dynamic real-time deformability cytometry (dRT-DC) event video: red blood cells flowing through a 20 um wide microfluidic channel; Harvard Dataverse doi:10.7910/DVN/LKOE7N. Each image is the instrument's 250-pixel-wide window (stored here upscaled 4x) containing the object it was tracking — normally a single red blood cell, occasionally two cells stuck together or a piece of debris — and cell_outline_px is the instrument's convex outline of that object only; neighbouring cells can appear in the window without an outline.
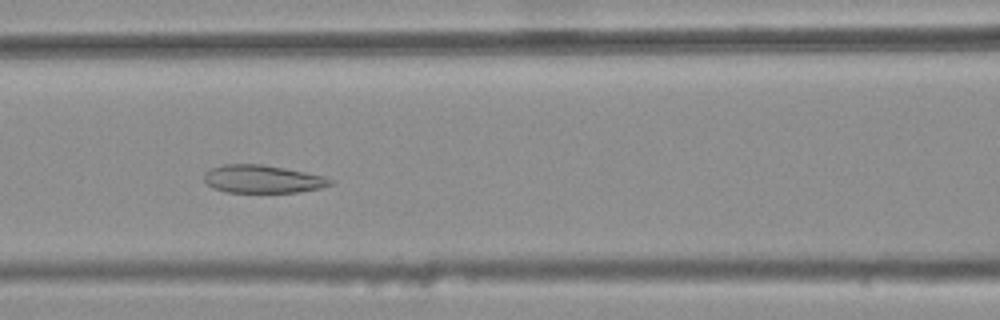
{"species": "common noctule bat (a hibernating species)", "species_latin": "Nyctalus noctula", "temperature_condition": "warm", "stored_images_in_passage": 31, "camera_frame_rate_fps": 3000, "um_per_image_px": 0.085, "animal": {"sex": "female", "body_mass_g": 25.1}, "frame": {"image": 1, "passage_image": 9, "time_ms": 2.667, "image_size_px": [1000, 320], "cell_outline_px": [[332, 184], [320, 188], [300, 192], [228, 192], [212, 188], [204, 180], [204, 172], [208, 168], [224, 164], [260, 164], [284, 168], [324, 176], [332, 180]], "centroid_in_image_um": [22.27, 15.21], "position_along_channel_um": 144.3, "area_um2": 20.52}}
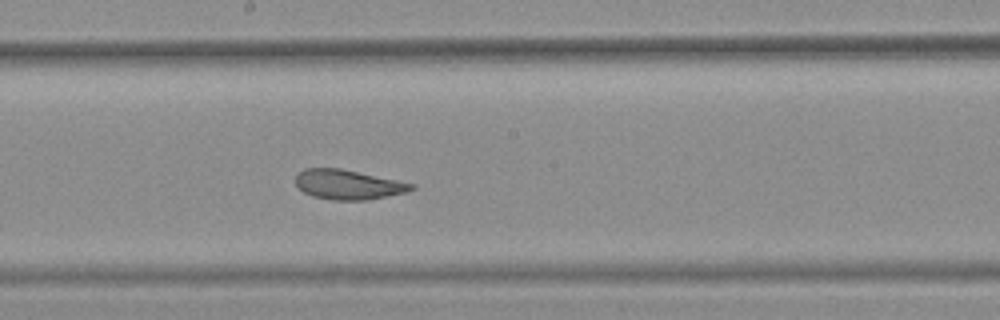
{"frame": {"image": 2, "passage_image": 15, "time_ms": 4.667, "image_size_px": [1000, 320], "cell_outline_px": [[416, 188], [404, 192], [388, 196], [368, 200], [332, 200], [312, 196], [304, 192], [296, 184], [296, 176], [304, 168], [340, 168], [416, 184]], "centroid_in_image_um": [29.6, 15.69], "position_along_channel_um": 218.6, "area_um2": 19.94}}
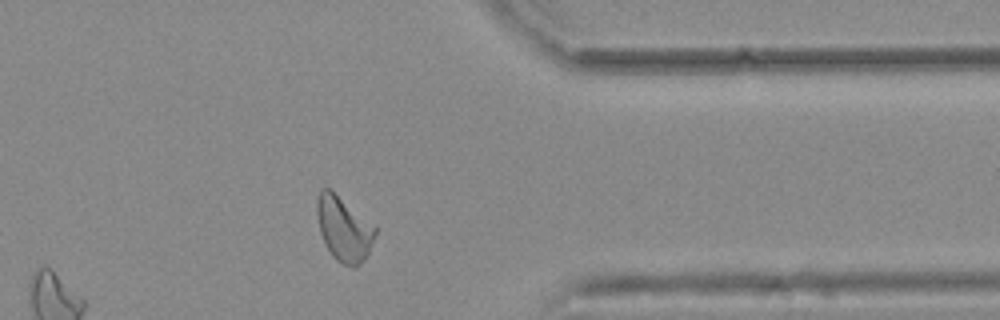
{"frame": {"image": 3, "passage_image": 29, "time_ms": 9.333, "image_size_px": [1000, 320], "cell_outline_px": [[376, 232], [368, 252], [360, 264], [356, 268], [352, 268], [336, 260], [332, 256], [320, 232], [316, 212], [316, 200], [320, 188], [328, 188], [376, 228]], "centroid_in_image_um": [29.18, 19.48], "position_along_channel_um": 382.2, "area_um2": 21.27}, "authors_computed_cell_mechanics": {"area_um2": 20.5768, "velocity_mm_per_s": 3.7303, "shape_relaxation_time_tau1_ms": null, "shape_relaxation_time_tau2_ms": 1.9571, "deformation_change_tau1": null, "deformation_change_tau2": 0.0954}}